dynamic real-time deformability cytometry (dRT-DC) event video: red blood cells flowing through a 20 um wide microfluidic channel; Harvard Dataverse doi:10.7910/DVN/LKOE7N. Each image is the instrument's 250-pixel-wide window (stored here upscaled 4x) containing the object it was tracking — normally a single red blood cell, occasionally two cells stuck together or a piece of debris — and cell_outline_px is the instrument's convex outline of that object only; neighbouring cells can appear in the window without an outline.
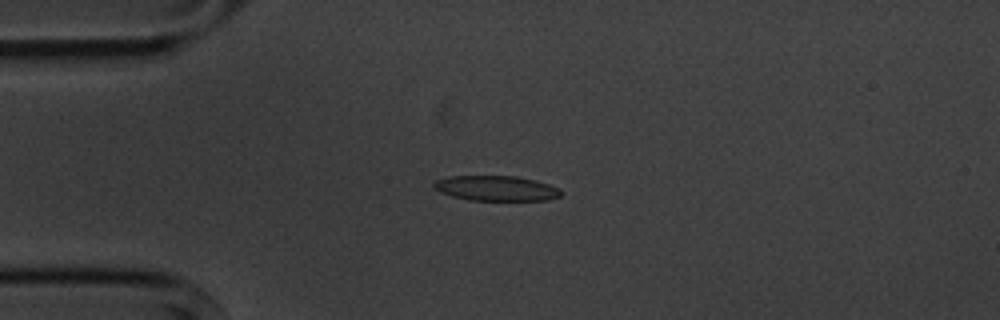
{"species": "common noctule bat (a hibernating species)", "species_latin": "Nyctalus noctula", "temperature_condition": "cold", "stored_images_in_passage": 9, "camera_frame_rate_fps": 3000, "um_per_image_px": 0.085, "animal": {"sex": "male", "body_mass_g": 20.1, "forearm_length_mm": 53.5}, "frame": {"image": 1, "passage_image": 3, "time_ms": 2.333, "image_size_px": [1000, 320], "cell_outline_px": [[564, 192], [560, 196], [548, 200], [468, 200], [452, 196], [440, 192], [432, 188], [432, 184], [436, 180], [448, 176], [516, 176], [536, 180], [560, 188]], "centroid_in_image_um": [42.17, 16.0], "position_along_channel_um": 42.8, "area_um2": 18.79}}
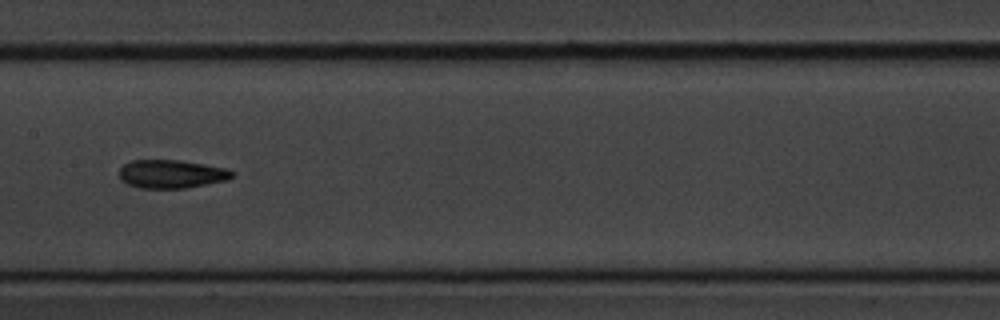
{"frame": {"image": 2, "passage_image": 7, "time_ms": 7.0, "image_size_px": [1000, 320], "cell_outline_px": [[232, 176], [228, 180], [188, 188], [140, 188], [128, 184], [120, 180], [120, 168], [124, 164], [132, 160], [180, 160], [228, 168], [232, 172]], "centroid_in_image_um": [14.57, 14.79], "position_along_channel_um": 192.8, "area_um2": 18.73}}
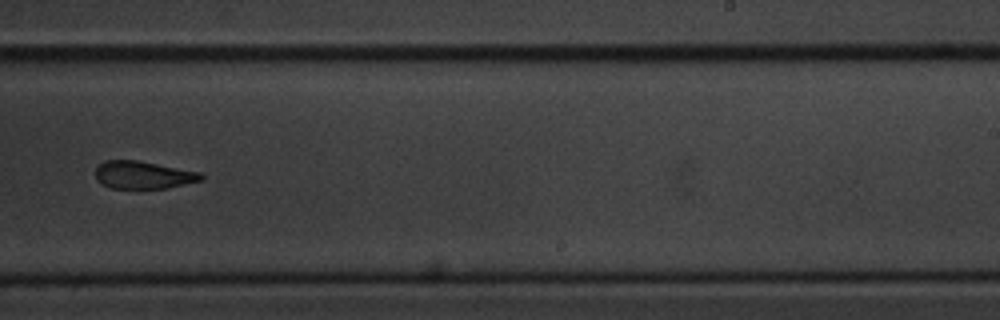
{"frame": {"image": 3, "passage_image": 9, "time_ms": 9.333, "image_size_px": [1000, 320], "cell_outline_px": [[204, 180], [168, 188], [112, 188], [96, 180], [96, 168], [100, 164], [108, 160], [136, 160], [200, 172], [204, 176]], "centroid_in_image_um": [12.21, 14.88], "position_along_channel_um": 276.8, "area_um2": 16.88}}